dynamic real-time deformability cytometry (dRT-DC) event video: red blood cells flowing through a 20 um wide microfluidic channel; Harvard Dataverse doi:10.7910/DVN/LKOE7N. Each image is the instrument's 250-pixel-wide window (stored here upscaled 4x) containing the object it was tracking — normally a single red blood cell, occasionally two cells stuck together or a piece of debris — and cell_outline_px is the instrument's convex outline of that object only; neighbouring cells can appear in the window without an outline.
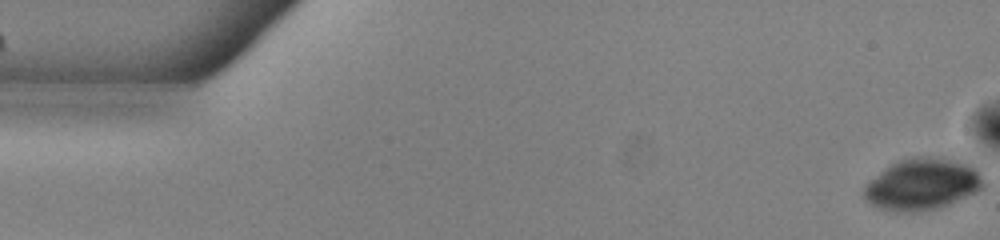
{"species": "common noctule bat (a hibernating species)", "species_latin": "Nyctalus noctula", "temperature_condition": "warm", "stored_images_in_passage": 50, "camera_frame_rate_fps": 3000, "um_per_image_px": 0.085, "animal": {"sex": "male", "body_mass_g": 13.0, "forearm_length_mm": 53.1}, "frame": {"image": 1, "passage_image": 1, "time_ms": 0.0, "image_size_px": [1000, 240], "cell_outline_px": [[984, 188], [976, 192], [940, 208], [920, 212], [896, 212], [876, 208], [864, 200], [864, 188], [880, 172], [892, 164], [900, 160], [912, 156], [920, 156], [956, 160], [972, 164], [980, 168], [984, 184]], "centroid_in_image_um": [78.43, 15.67], "position_along_channel_um": 6.6, "area_um2": 36.18}}
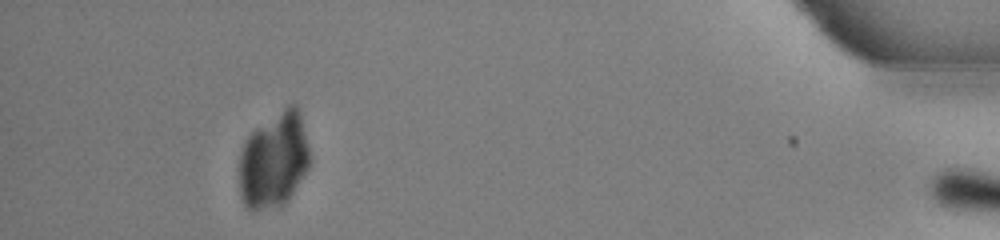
{"frame": {"image": 2, "passage_image": 49, "time_ms": 16.0, "image_size_px": [1000, 240], "cell_outline_px": [[308, 168], [288, 200], [284, 204], [252, 212], [244, 204], [240, 196], [240, 152], [244, 140], [256, 128], [288, 104], [296, 104], [300, 112], [308, 148]], "centroid_in_image_um": [23.25, 13.62], "position_along_channel_um": 411.9, "area_um2": 39.02}}